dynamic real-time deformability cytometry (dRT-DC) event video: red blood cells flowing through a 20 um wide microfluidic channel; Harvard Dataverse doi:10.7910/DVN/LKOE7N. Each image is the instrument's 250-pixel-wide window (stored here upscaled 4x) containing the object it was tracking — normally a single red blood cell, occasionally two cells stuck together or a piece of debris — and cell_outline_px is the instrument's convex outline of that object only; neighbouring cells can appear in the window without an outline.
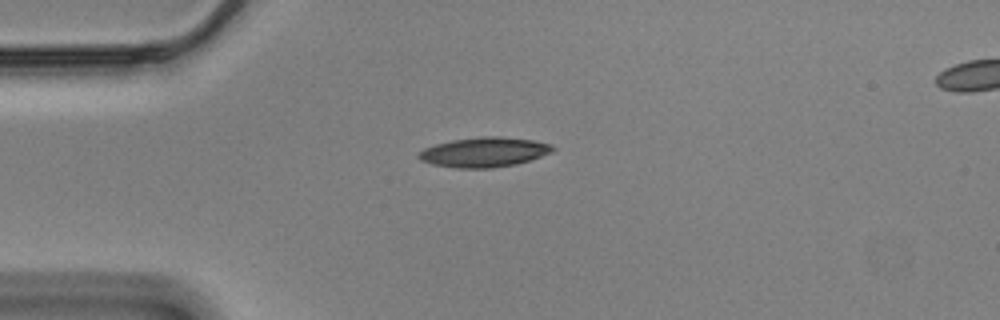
{"species": "Egyptian fruit bat (a non-hibernating species)", "species_latin": "Rousettus aegyptiacus", "temperature_condition": "cold", "stored_images_in_passage": 44, "camera_frame_rate_fps": 3000, "um_per_image_px": 0.085, "animal": {"sex": "male"}, "frame": {"image": 1, "passage_image": 1, "time_ms": 0.0, "image_size_px": [1000, 320], "cell_outline_px": [[556, 148], [552, 152], [516, 164], [492, 168], [456, 168], [432, 164], [420, 160], [416, 156], [424, 148], [436, 144], [452, 140], [480, 136], [500, 136], [532, 140], [552, 144]], "centroid_in_image_um": [41.14, 12.93], "position_along_channel_um": 43.9, "area_um2": 23.24}}
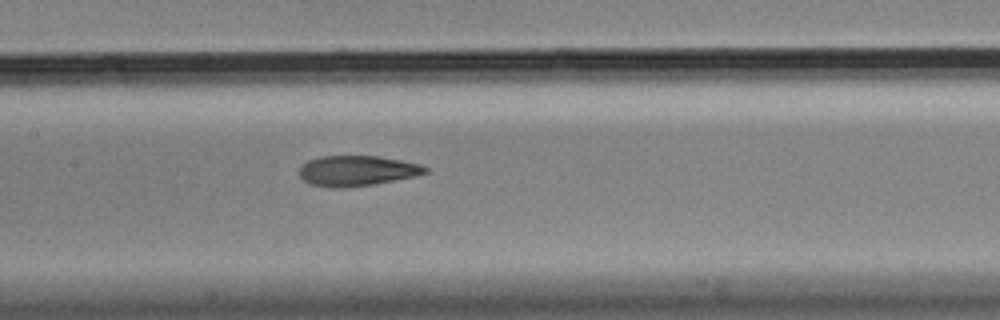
{"frame": {"image": 2, "passage_image": 14, "time_ms": 4.333, "image_size_px": [1000, 320], "cell_outline_px": [[428, 172], [416, 176], [372, 184], [344, 188], [332, 188], [308, 184], [300, 176], [300, 168], [308, 160], [320, 156], [376, 156], [400, 160], [420, 164], [428, 168]], "centroid_in_image_um": [30.33, 14.52], "position_along_channel_um": 177.1, "area_um2": 22.2}}
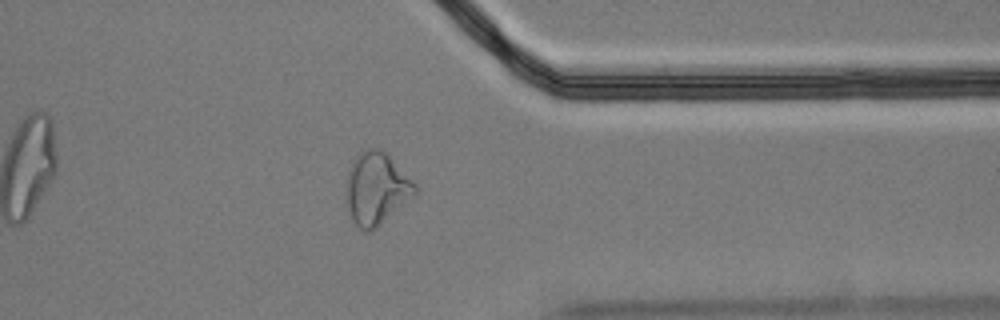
{"frame": {"image": 3, "passage_image": 32, "time_ms": 10.333, "image_size_px": [1000, 320], "cell_outline_px": [[416, 196], [372, 232], [364, 232], [352, 220], [348, 208], [348, 172], [352, 160], [364, 148], [380, 148], [416, 184]], "centroid_in_image_um": [32.02, 16.06], "position_along_channel_um": 379.4, "area_um2": 28.78}, "authors_computed_cell_mechanics": {"area_um2": 23.2934, "velocity_mm_per_s": 3.4948, "shape_relaxation_time_tau1_ms": 10.9981, "shape_relaxation_time_tau2_ms": 2.7393, "deformation_change_tau1": 0.2623, "deformation_change_tau2": 0.098}}